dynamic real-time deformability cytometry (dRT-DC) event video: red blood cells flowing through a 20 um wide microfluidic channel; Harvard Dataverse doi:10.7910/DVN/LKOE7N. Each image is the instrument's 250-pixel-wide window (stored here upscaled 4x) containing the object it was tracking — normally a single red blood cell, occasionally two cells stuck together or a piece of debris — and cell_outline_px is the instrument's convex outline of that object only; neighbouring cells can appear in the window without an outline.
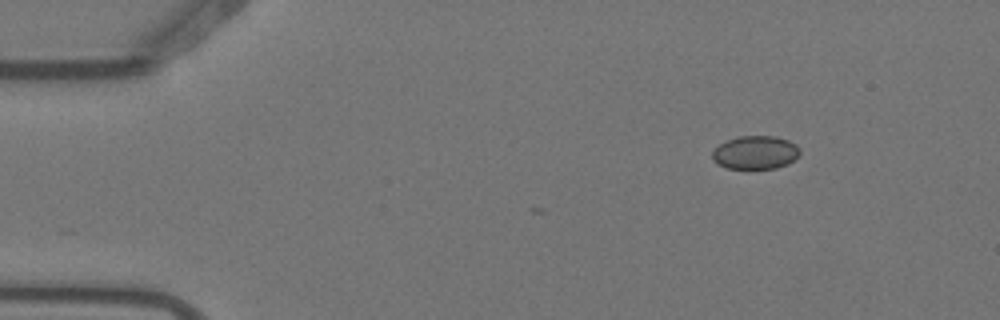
{"species": "Egyptian fruit bat (a non-hibernating species)", "species_latin": "Rousettus aegyptiacus", "temperature_condition": "warm", "stored_images_in_passage": 4, "camera_frame_rate_fps": 3000, "um_per_image_px": 0.085, "animal": {"sex": "female"}, "frame": {"image": 1, "passage_image": 1, "time_ms": 0.0, "image_size_px": [1000, 320], "cell_outline_px": [[800, 152], [788, 164], [776, 168], [728, 168], [712, 160], [712, 152], [724, 140], [736, 136], [776, 136], [788, 140], [796, 144], [800, 148]], "centroid_in_image_um": [64.2, 12.94], "position_along_channel_um": 20.8, "area_um2": 16.99}}
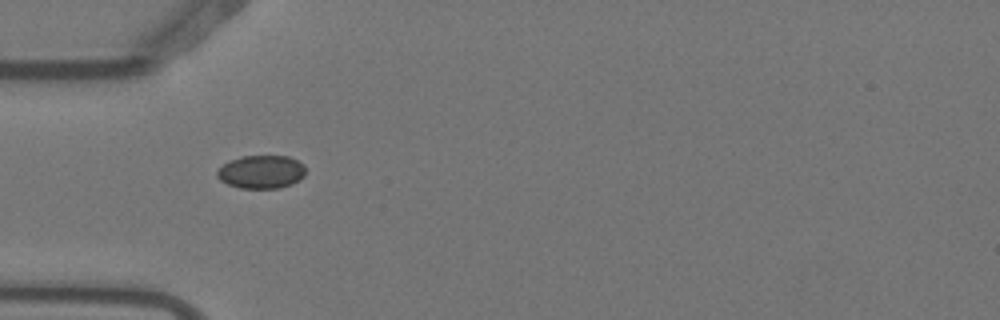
{"frame": {"image": 2, "passage_image": 3, "time_ms": 0.667, "image_size_px": [1000, 320], "cell_outline_px": [[304, 176], [300, 180], [292, 184], [280, 188], [240, 188], [228, 184], [220, 180], [216, 176], [216, 172], [224, 164], [240, 156], [288, 156], [304, 164]], "centroid_in_image_um": [22.22, 14.61], "position_along_channel_um": 62.8, "area_um2": 17.11}}
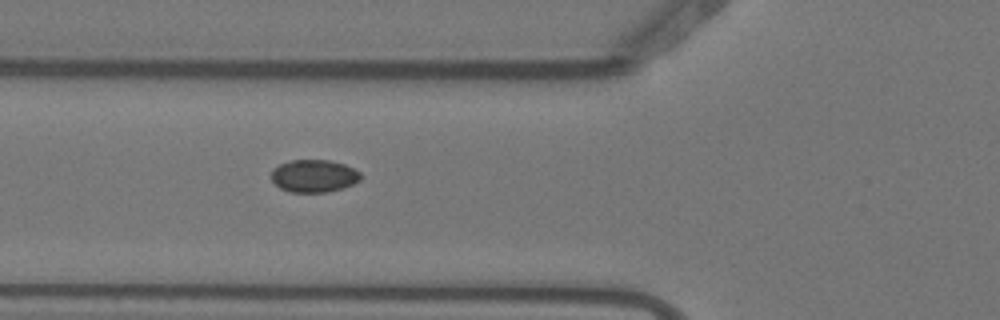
{"frame": {"image": 3, "passage_image": 4, "time_ms": 1.0, "image_size_px": [1000, 320], "cell_outline_px": [[360, 180], [352, 184], [328, 192], [292, 192], [280, 188], [272, 180], [272, 168], [280, 164], [292, 160], [328, 160], [344, 164], [360, 172]], "centroid_in_image_um": [26.66, 14.95], "position_along_channel_um": 99.1, "area_um2": 16.76}}